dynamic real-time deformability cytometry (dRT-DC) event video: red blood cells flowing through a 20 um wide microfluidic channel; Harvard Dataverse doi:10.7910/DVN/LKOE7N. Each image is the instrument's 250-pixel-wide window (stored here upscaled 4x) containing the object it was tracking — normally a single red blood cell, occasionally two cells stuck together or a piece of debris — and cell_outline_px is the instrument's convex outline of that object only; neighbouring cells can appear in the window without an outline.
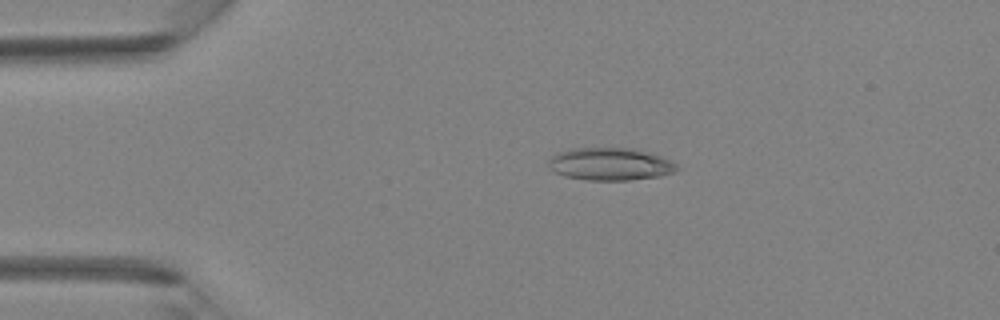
{"species": "Egyptian fruit bat (a non-hibernating species)", "species_latin": "Rousettus aegyptiacus", "temperature_condition": "room temperature", "stored_images_in_passage": 42, "camera_frame_rate_fps": 3000, "um_per_image_px": 0.085, "animal": {"sex": "female"}, "frame": {"image": 1, "passage_image": 9, "time_ms": 2.667, "image_size_px": [1000, 320], "cell_outline_px": [[680, 168], [676, 172], [660, 176], [628, 180], [588, 180], [564, 176], [548, 168], [548, 160], [556, 152], [568, 148], [636, 148], [656, 152], [676, 164]], "centroid_in_image_um": [51.89, 13.93], "position_along_channel_um": 33.1, "area_um2": 24.91}}
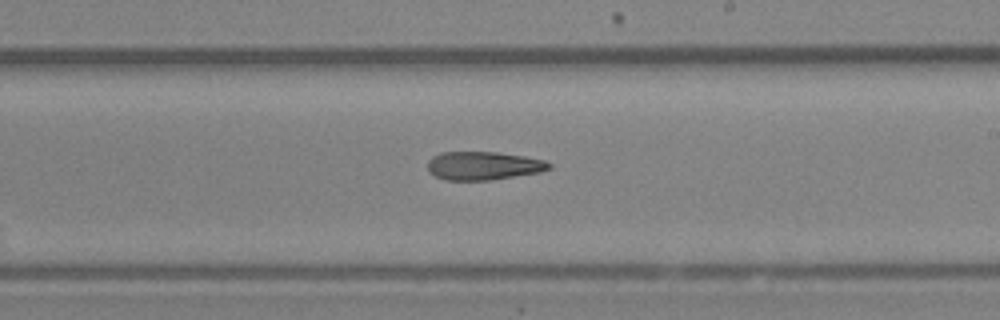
{"frame": {"image": 2, "passage_image": 25, "time_ms": 8.0, "image_size_px": [1000, 320], "cell_outline_px": [[552, 168], [540, 172], [488, 180], [444, 180], [428, 172], [428, 160], [432, 156], [440, 152], [496, 152], [524, 156], [544, 160], [552, 164]], "centroid_in_image_um": [41.07, 14.08], "position_along_channel_um": 247.9, "area_um2": 20.11}}
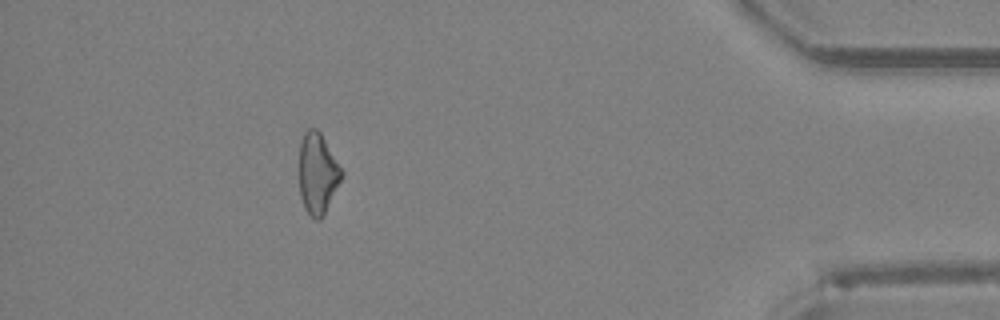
{"frame": {"image": 3, "passage_image": 38, "time_ms": 12.333, "image_size_px": [1000, 320], "cell_outline_px": [[344, 172], [320, 220], [316, 220], [304, 208], [300, 196], [300, 140], [304, 132], [308, 128], [316, 128], [320, 132]], "centroid_in_image_um": [26.98, 14.7], "position_along_channel_um": 408.2, "area_um2": 19.54}}